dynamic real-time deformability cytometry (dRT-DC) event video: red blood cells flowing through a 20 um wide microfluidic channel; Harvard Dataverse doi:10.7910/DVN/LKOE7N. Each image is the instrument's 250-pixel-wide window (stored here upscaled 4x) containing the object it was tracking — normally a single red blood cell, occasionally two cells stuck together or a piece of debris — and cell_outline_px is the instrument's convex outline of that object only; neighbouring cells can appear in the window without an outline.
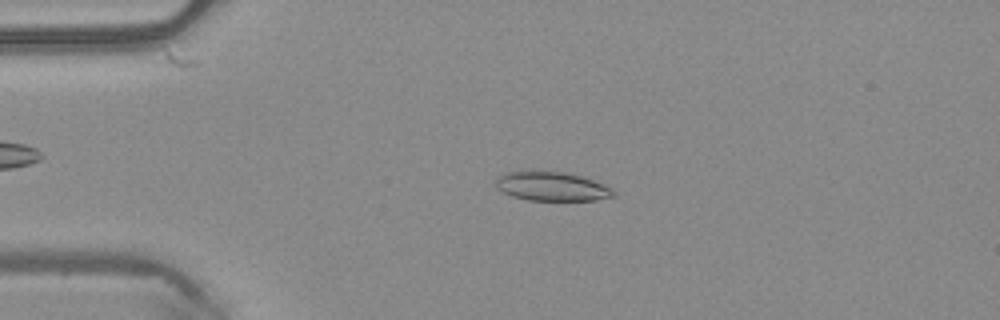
{"species": "common noctule bat (a hibernating species)", "species_latin": "Nyctalus noctula", "temperature_condition": "warm", "stored_images_in_passage": 43, "camera_frame_rate_fps": 3000, "um_per_image_px": 0.085, "animal": {"sex": "male", "body_mass_g": 20.4}, "frame": {"image": 1, "passage_image": 5, "time_ms": 1.333, "image_size_px": [1000, 320], "cell_outline_px": [[616, 196], [596, 200], [528, 200], [512, 196], [496, 188], [496, 180], [500, 176], [508, 172], [528, 168], [532, 168], [564, 172], [580, 176], [604, 184], [612, 188], [616, 192]], "centroid_in_image_um": [46.89, 15.81], "position_along_channel_um": 38.1, "area_um2": 20.46}}
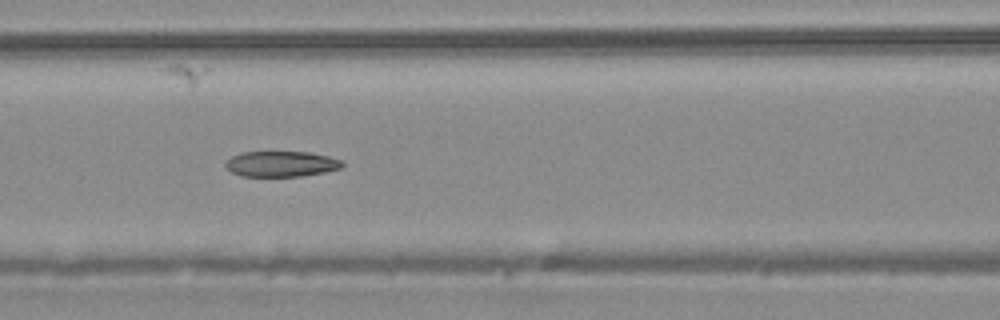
{"frame": {"image": 2, "passage_image": 15, "time_ms": 4.667, "image_size_px": [1000, 320], "cell_outline_px": [[344, 164], [340, 168], [324, 172], [300, 176], [240, 176], [232, 172], [224, 164], [232, 156], [240, 152], [308, 152], [328, 156], [340, 160]], "centroid_in_image_um": [23.88, 13.93], "position_along_channel_um": 142.7, "area_um2": 17.22}}
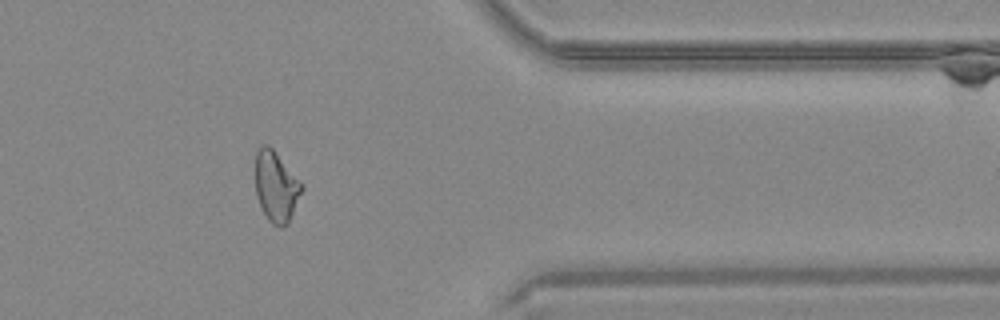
{"frame": {"image": 3, "passage_image": 34, "time_ms": 11.0, "image_size_px": [1000, 320], "cell_outline_px": [[304, 188], [288, 224], [280, 228], [272, 224], [268, 220], [256, 196], [256, 152], [260, 144], [268, 144], [272, 148], [304, 184]], "centroid_in_image_um": [23.49, 15.85], "position_along_channel_um": 387.9, "area_um2": 19.19}, "authors_computed_cell_mechanics": {"area_um2": 19.1896, "velocity_mm_per_s": 4.1377, "shape_relaxation_time_tau1_ms": null, "shape_relaxation_time_tau2_ms": 3.0159, "deformation_change_tau1": null, "deformation_change_tau2": 0.1047}}